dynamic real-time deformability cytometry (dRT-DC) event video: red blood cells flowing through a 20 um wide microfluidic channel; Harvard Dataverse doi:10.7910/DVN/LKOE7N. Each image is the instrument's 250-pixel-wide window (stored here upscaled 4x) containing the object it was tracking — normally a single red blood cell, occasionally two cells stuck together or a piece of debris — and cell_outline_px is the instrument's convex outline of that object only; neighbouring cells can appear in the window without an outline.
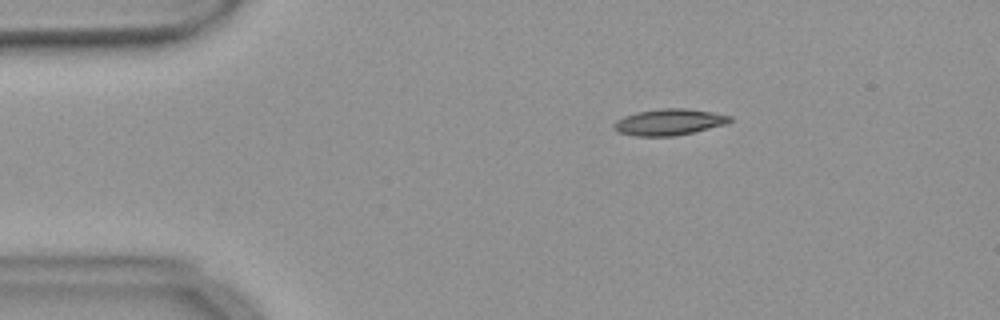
{"species": "common noctule bat (a hibernating species)", "species_latin": "Nyctalus noctula", "temperature_condition": "warm", "stored_images_in_passage": 46, "camera_frame_rate_fps": 3000, "um_per_image_px": 0.085, "animal": {"sex": "female", "body_mass_g": 18.4}, "frame": {"image": 1, "passage_image": 1, "time_ms": 0.0, "image_size_px": [1000, 320], "cell_outline_px": [[732, 120], [724, 124], [692, 132], [672, 136], [636, 136], [620, 132], [612, 128], [612, 124], [616, 120], [624, 116], [640, 112], [664, 108], [684, 108], [732, 116]], "centroid_in_image_um": [56.82, 10.38], "position_along_channel_um": 28.2, "area_um2": 17.34}}
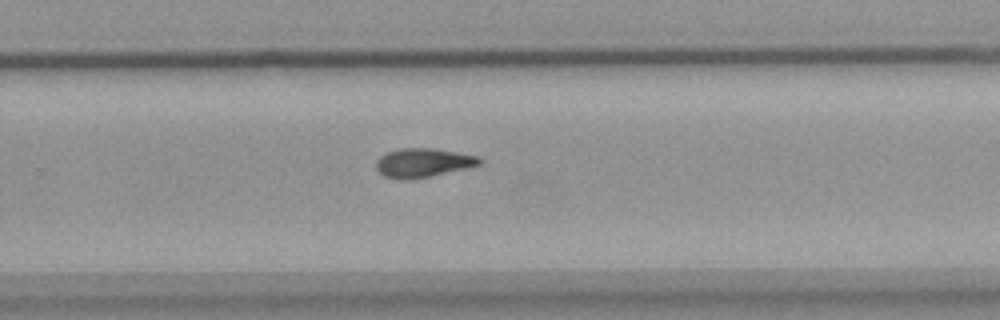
{"frame": {"image": 2, "passage_image": 27, "time_ms": 8.667, "image_size_px": [1000, 320], "cell_outline_px": [[484, 164], [468, 168], [428, 176], [404, 180], [400, 180], [384, 176], [376, 168], [376, 160], [380, 156], [388, 152], [400, 148], [432, 148], [480, 156], [484, 160]], "centroid_in_image_um": [36.0, 13.83], "position_along_channel_um": 293.8, "area_um2": 17.51}}
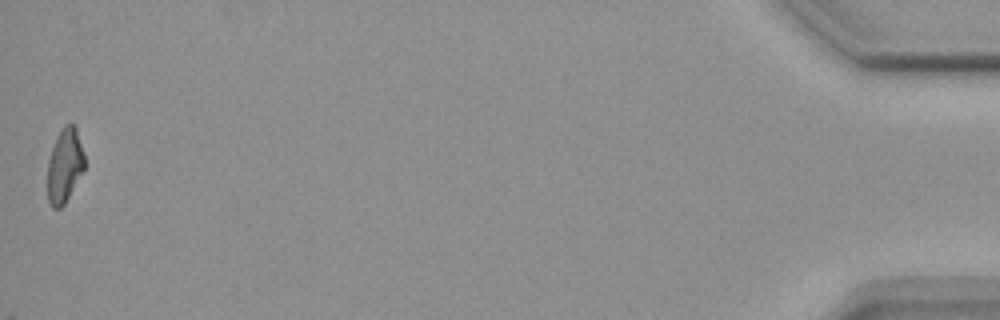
{"frame": {"image": 3, "passage_image": 46, "time_ms": 15.0, "image_size_px": [1000, 320], "cell_outline_px": [[84, 168], [64, 204], [60, 208], [52, 208], [48, 200], [48, 160], [56, 136], [60, 128], [64, 124], [72, 124], [76, 128], [84, 156]], "centroid_in_image_um": [5.47, 14.05], "position_along_channel_um": 429.7, "area_um2": 15.72}, "authors_computed_cell_mechanics": {"area_um2": 17.051, "velocity_mm_per_s": 3.6877, "shape_relaxation_time_tau1_ms": 8.0565, "shape_relaxation_time_tau2_ms": null, "deformation_change_tau1": 0.2406, "deformation_change_tau2": null}}